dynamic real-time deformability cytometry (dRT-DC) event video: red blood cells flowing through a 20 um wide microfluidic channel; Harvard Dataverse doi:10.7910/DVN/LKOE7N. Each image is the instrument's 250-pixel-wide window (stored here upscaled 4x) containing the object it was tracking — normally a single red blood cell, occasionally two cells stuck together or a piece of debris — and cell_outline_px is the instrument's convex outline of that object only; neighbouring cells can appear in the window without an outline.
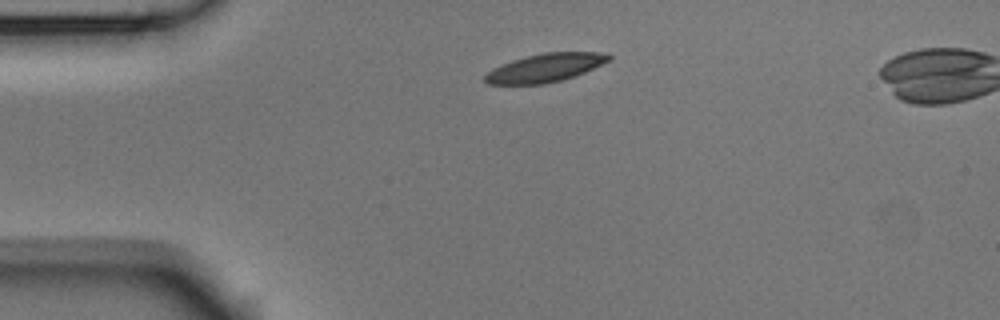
{"species": "Egyptian fruit bat (a non-hibernating species)", "species_latin": "Rousettus aegyptiacus", "temperature_condition": "room temperature", "stored_images_in_passage": 3, "camera_frame_rate_fps": 3000, "um_per_image_px": 0.085, "animal": {"sex": "male"}, "frame": {"image": 1, "passage_image": 1, "time_ms": 0.0, "image_size_px": [1000, 320], "cell_outline_px": [[612, 60], [584, 72], [560, 80], [544, 84], [488, 84], [484, 80], [484, 76], [492, 68], [512, 60], [544, 52], [608, 52], [612, 56]], "centroid_in_image_um": [46.37, 5.75], "position_along_channel_um": 38.6, "area_um2": 20.4}}
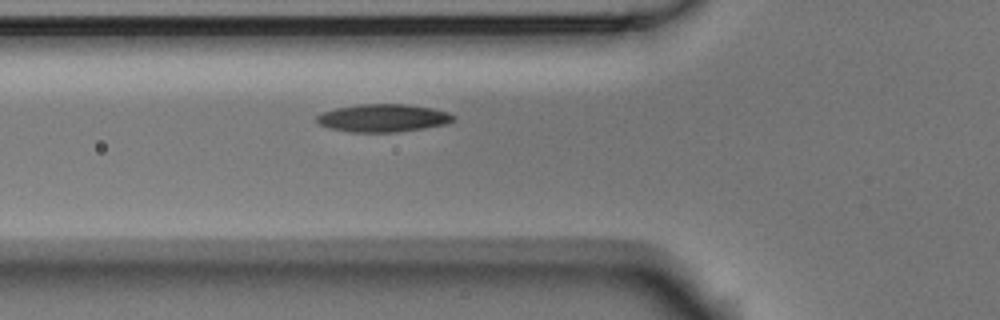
{"frame": {"image": 2, "passage_image": 3, "time_ms": 0.667, "image_size_px": [1000, 320], "cell_outline_px": [[456, 116], [448, 124], [424, 128], [396, 132], [348, 132], [328, 128], [320, 124], [316, 120], [316, 116], [320, 112], [336, 108], [356, 104], [404, 104], [432, 108], [448, 112]], "centroid_in_image_um": [32.53, 10.03], "position_along_channel_um": 93.3, "area_um2": 22.31}}